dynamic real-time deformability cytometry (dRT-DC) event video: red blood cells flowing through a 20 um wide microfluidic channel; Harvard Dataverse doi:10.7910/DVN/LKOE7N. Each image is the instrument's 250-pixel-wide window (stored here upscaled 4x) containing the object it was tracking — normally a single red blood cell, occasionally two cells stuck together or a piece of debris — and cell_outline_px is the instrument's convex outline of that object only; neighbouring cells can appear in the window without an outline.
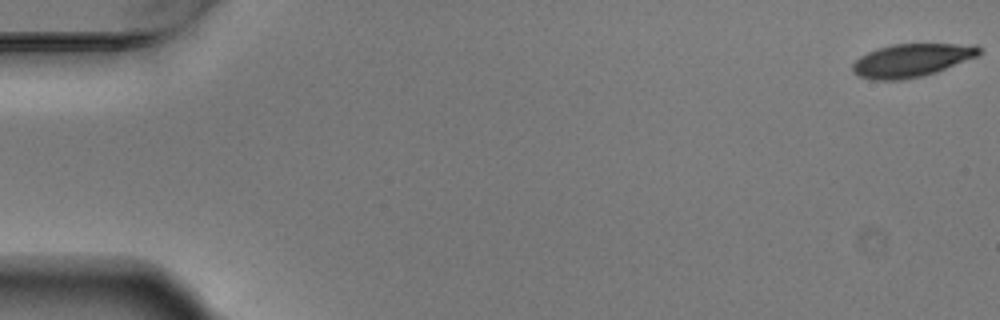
{"species": "Egyptian fruit bat (a non-hibernating species)", "species_latin": "Rousettus aegyptiacus", "temperature_condition": "warm", "stored_images_in_passage": 5, "camera_frame_rate_fps": 3000, "um_per_image_px": 0.085, "animal": {"sex": "male"}, "frame": {"image": 1, "passage_image": 1, "time_ms": 0.0, "image_size_px": [1000, 320], "cell_outline_px": [[980, 52], [976, 56], [936, 72], [924, 76], [900, 80], [872, 80], [860, 76], [852, 72], [852, 64], [860, 56], [868, 52], [892, 44], [976, 44], [980, 48]], "centroid_in_image_um": [77.46, 5.13], "position_along_channel_um": 7.5, "area_um2": 24.28}}
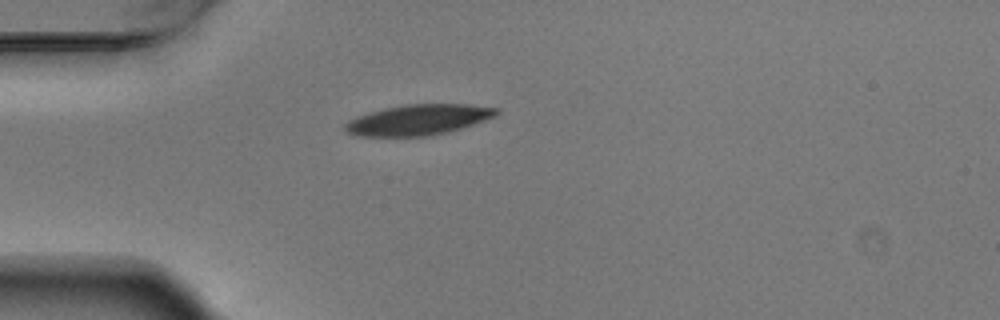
{"frame": {"image": 2, "passage_image": 5, "time_ms": 1.333, "image_size_px": [1000, 320], "cell_outline_px": [[500, 112], [496, 116], [448, 132], [428, 136], [360, 136], [348, 132], [344, 128], [344, 124], [348, 120], [356, 116], [384, 108], [408, 104], [464, 104], [500, 108]], "centroid_in_image_um": [35.56, 10.18], "position_along_channel_um": 49.4, "area_um2": 26.82}}